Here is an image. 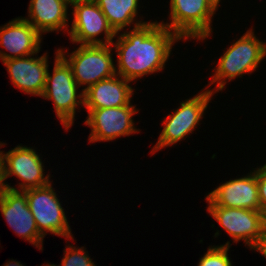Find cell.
<instances>
[{
  "label": "cell",
  "instance_id": "6da1fadb",
  "mask_svg": "<svg viewBox=\"0 0 266 266\" xmlns=\"http://www.w3.org/2000/svg\"><path fill=\"white\" fill-rule=\"evenodd\" d=\"M141 22L135 23L130 32L121 33L114 45L119 69L116 74L129 81L161 71L172 45L180 39L161 23Z\"/></svg>",
  "mask_w": 266,
  "mask_h": 266
},
{
  "label": "cell",
  "instance_id": "7a4b0ae2",
  "mask_svg": "<svg viewBox=\"0 0 266 266\" xmlns=\"http://www.w3.org/2000/svg\"><path fill=\"white\" fill-rule=\"evenodd\" d=\"M266 55V44L256 38L249 30L239 40L233 43L219 59L211 83L218 82L217 90H222L227 78L232 80L244 73L253 72ZM226 80L224 81V79ZM223 79V80H221Z\"/></svg>",
  "mask_w": 266,
  "mask_h": 266
},
{
  "label": "cell",
  "instance_id": "3957f363",
  "mask_svg": "<svg viewBox=\"0 0 266 266\" xmlns=\"http://www.w3.org/2000/svg\"><path fill=\"white\" fill-rule=\"evenodd\" d=\"M110 46L112 44L80 45L70 54L69 59L64 56L62 49H58L59 55L71 67L77 85L87 84L83 92L95 83L117 75Z\"/></svg>",
  "mask_w": 266,
  "mask_h": 266
},
{
  "label": "cell",
  "instance_id": "277c9868",
  "mask_svg": "<svg viewBox=\"0 0 266 266\" xmlns=\"http://www.w3.org/2000/svg\"><path fill=\"white\" fill-rule=\"evenodd\" d=\"M219 3L216 0H171V23H161L180 39H205L211 33V19Z\"/></svg>",
  "mask_w": 266,
  "mask_h": 266
},
{
  "label": "cell",
  "instance_id": "5b68a950",
  "mask_svg": "<svg viewBox=\"0 0 266 266\" xmlns=\"http://www.w3.org/2000/svg\"><path fill=\"white\" fill-rule=\"evenodd\" d=\"M53 76L49 70L46 85L41 97L54 101L55 112L65 129H69L74 123L75 110L78 104L84 105V92L78 94L77 82L74 80L71 67L59 55L58 50L55 58ZM77 97L80 100L77 101Z\"/></svg>",
  "mask_w": 266,
  "mask_h": 266
},
{
  "label": "cell",
  "instance_id": "8992f818",
  "mask_svg": "<svg viewBox=\"0 0 266 266\" xmlns=\"http://www.w3.org/2000/svg\"><path fill=\"white\" fill-rule=\"evenodd\" d=\"M24 192L27 195L28 205L38 231L43 237L50 232L66 238H73L64 209L61 207L51 183L24 190Z\"/></svg>",
  "mask_w": 266,
  "mask_h": 266
},
{
  "label": "cell",
  "instance_id": "52a82bcc",
  "mask_svg": "<svg viewBox=\"0 0 266 266\" xmlns=\"http://www.w3.org/2000/svg\"><path fill=\"white\" fill-rule=\"evenodd\" d=\"M206 200L209 203L207 210L210 215L234 241L238 242L243 239L252 248L266 230L264 212L217 206L208 197Z\"/></svg>",
  "mask_w": 266,
  "mask_h": 266
},
{
  "label": "cell",
  "instance_id": "ba28073f",
  "mask_svg": "<svg viewBox=\"0 0 266 266\" xmlns=\"http://www.w3.org/2000/svg\"><path fill=\"white\" fill-rule=\"evenodd\" d=\"M213 93H215V91L206 90L180 103L181 107L173 114L168 115V118L164 120V128L152 152L175 144L192 133L193 129H195L199 120L202 118L204 110L207 108Z\"/></svg>",
  "mask_w": 266,
  "mask_h": 266
},
{
  "label": "cell",
  "instance_id": "9c48e42d",
  "mask_svg": "<svg viewBox=\"0 0 266 266\" xmlns=\"http://www.w3.org/2000/svg\"><path fill=\"white\" fill-rule=\"evenodd\" d=\"M71 5L74 9V19L69 31L72 42L80 43V45H114L112 41L117 33L110 26L106 16L94 0L75 1ZM102 32L105 34V39L96 38Z\"/></svg>",
  "mask_w": 266,
  "mask_h": 266
},
{
  "label": "cell",
  "instance_id": "30bf717a",
  "mask_svg": "<svg viewBox=\"0 0 266 266\" xmlns=\"http://www.w3.org/2000/svg\"><path fill=\"white\" fill-rule=\"evenodd\" d=\"M0 210L9 226L18 236L42 250L43 236L39 233L36 221L30 211L27 195L4 183L0 189ZM41 243V244H40Z\"/></svg>",
  "mask_w": 266,
  "mask_h": 266
},
{
  "label": "cell",
  "instance_id": "8fae6325",
  "mask_svg": "<svg viewBox=\"0 0 266 266\" xmlns=\"http://www.w3.org/2000/svg\"><path fill=\"white\" fill-rule=\"evenodd\" d=\"M87 110L85 124L91 127L90 142L110 141L138 131L132 120V116L138 112L133 105Z\"/></svg>",
  "mask_w": 266,
  "mask_h": 266
},
{
  "label": "cell",
  "instance_id": "7c38bea8",
  "mask_svg": "<svg viewBox=\"0 0 266 266\" xmlns=\"http://www.w3.org/2000/svg\"><path fill=\"white\" fill-rule=\"evenodd\" d=\"M42 165V161L34 149L17 146L6 154H2V184L7 177L14 174L24 182L19 183V190L45 186L50 181L49 175L44 178V166Z\"/></svg>",
  "mask_w": 266,
  "mask_h": 266
},
{
  "label": "cell",
  "instance_id": "4fadbf2b",
  "mask_svg": "<svg viewBox=\"0 0 266 266\" xmlns=\"http://www.w3.org/2000/svg\"><path fill=\"white\" fill-rule=\"evenodd\" d=\"M207 197L217 206L261 211L255 172L227 181L210 192Z\"/></svg>",
  "mask_w": 266,
  "mask_h": 266
},
{
  "label": "cell",
  "instance_id": "5bb4252c",
  "mask_svg": "<svg viewBox=\"0 0 266 266\" xmlns=\"http://www.w3.org/2000/svg\"><path fill=\"white\" fill-rule=\"evenodd\" d=\"M41 39V34L27 20L14 19L0 28V45L11 53L0 51V58L5 61L34 55L40 50Z\"/></svg>",
  "mask_w": 266,
  "mask_h": 266
},
{
  "label": "cell",
  "instance_id": "9a60e30c",
  "mask_svg": "<svg viewBox=\"0 0 266 266\" xmlns=\"http://www.w3.org/2000/svg\"><path fill=\"white\" fill-rule=\"evenodd\" d=\"M30 56V57H29ZM34 55L12 58L3 61L12 83L27 94L42 96L48 73L47 55L31 58Z\"/></svg>",
  "mask_w": 266,
  "mask_h": 266
},
{
  "label": "cell",
  "instance_id": "2e32d148",
  "mask_svg": "<svg viewBox=\"0 0 266 266\" xmlns=\"http://www.w3.org/2000/svg\"><path fill=\"white\" fill-rule=\"evenodd\" d=\"M129 82V80L115 75L95 83L84 91V107L86 109H102L131 104L133 89L128 85Z\"/></svg>",
  "mask_w": 266,
  "mask_h": 266
},
{
  "label": "cell",
  "instance_id": "e0dca14e",
  "mask_svg": "<svg viewBox=\"0 0 266 266\" xmlns=\"http://www.w3.org/2000/svg\"><path fill=\"white\" fill-rule=\"evenodd\" d=\"M67 0H31L29 18L26 19L40 34L65 29L67 23Z\"/></svg>",
  "mask_w": 266,
  "mask_h": 266
},
{
  "label": "cell",
  "instance_id": "ac0fdd59",
  "mask_svg": "<svg viewBox=\"0 0 266 266\" xmlns=\"http://www.w3.org/2000/svg\"><path fill=\"white\" fill-rule=\"evenodd\" d=\"M106 16L108 23L118 33L129 26L136 17L139 0H94Z\"/></svg>",
  "mask_w": 266,
  "mask_h": 266
},
{
  "label": "cell",
  "instance_id": "d6986e66",
  "mask_svg": "<svg viewBox=\"0 0 266 266\" xmlns=\"http://www.w3.org/2000/svg\"><path fill=\"white\" fill-rule=\"evenodd\" d=\"M229 241L225 245L209 247L207 253L200 259L198 266H232L228 257Z\"/></svg>",
  "mask_w": 266,
  "mask_h": 266
},
{
  "label": "cell",
  "instance_id": "ffe728a7",
  "mask_svg": "<svg viewBox=\"0 0 266 266\" xmlns=\"http://www.w3.org/2000/svg\"><path fill=\"white\" fill-rule=\"evenodd\" d=\"M73 245L67 247L61 266H95L88 254L81 247L75 249Z\"/></svg>",
  "mask_w": 266,
  "mask_h": 266
},
{
  "label": "cell",
  "instance_id": "44dd1931",
  "mask_svg": "<svg viewBox=\"0 0 266 266\" xmlns=\"http://www.w3.org/2000/svg\"><path fill=\"white\" fill-rule=\"evenodd\" d=\"M257 185L259 193V203L261 211H266V164L258 168L256 171Z\"/></svg>",
  "mask_w": 266,
  "mask_h": 266
},
{
  "label": "cell",
  "instance_id": "7402d4cb",
  "mask_svg": "<svg viewBox=\"0 0 266 266\" xmlns=\"http://www.w3.org/2000/svg\"><path fill=\"white\" fill-rule=\"evenodd\" d=\"M250 249L257 250L266 257V230Z\"/></svg>",
  "mask_w": 266,
  "mask_h": 266
},
{
  "label": "cell",
  "instance_id": "603a6c76",
  "mask_svg": "<svg viewBox=\"0 0 266 266\" xmlns=\"http://www.w3.org/2000/svg\"><path fill=\"white\" fill-rule=\"evenodd\" d=\"M3 143H0V147H2ZM2 154L3 152L0 151V189L2 188Z\"/></svg>",
  "mask_w": 266,
  "mask_h": 266
},
{
  "label": "cell",
  "instance_id": "cb8c5ba5",
  "mask_svg": "<svg viewBox=\"0 0 266 266\" xmlns=\"http://www.w3.org/2000/svg\"><path fill=\"white\" fill-rule=\"evenodd\" d=\"M4 266H23V265L20 264V262H17V261H11V262L5 264Z\"/></svg>",
  "mask_w": 266,
  "mask_h": 266
},
{
  "label": "cell",
  "instance_id": "d4e9b609",
  "mask_svg": "<svg viewBox=\"0 0 266 266\" xmlns=\"http://www.w3.org/2000/svg\"><path fill=\"white\" fill-rule=\"evenodd\" d=\"M70 4L75 2V1H90V0H67Z\"/></svg>",
  "mask_w": 266,
  "mask_h": 266
},
{
  "label": "cell",
  "instance_id": "484cf974",
  "mask_svg": "<svg viewBox=\"0 0 266 266\" xmlns=\"http://www.w3.org/2000/svg\"><path fill=\"white\" fill-rule=\"evenodd\" d=\"M264 217H265V227H266V211L264 212Z\"/></svg>",
  "mask_w": 266,
  "mask_h": 266
},
{
  "label": "cell",
  "instance_id": "4316f807",
  "mask_svg": "<svg viewBox=\"0 0 266 266\" xmlns=\"http://www.w3.org/2000/svg\"><path fill=\"white\" fill-rule=\"evenodd\" d=\"M45 266V265H44ZM46 266H56V265H54V264H48V265H46ZM57 266H60V265H57Z\"/></svg>",
  "mask_w": 266,
  "mask_h": 266
}]
</instances>
